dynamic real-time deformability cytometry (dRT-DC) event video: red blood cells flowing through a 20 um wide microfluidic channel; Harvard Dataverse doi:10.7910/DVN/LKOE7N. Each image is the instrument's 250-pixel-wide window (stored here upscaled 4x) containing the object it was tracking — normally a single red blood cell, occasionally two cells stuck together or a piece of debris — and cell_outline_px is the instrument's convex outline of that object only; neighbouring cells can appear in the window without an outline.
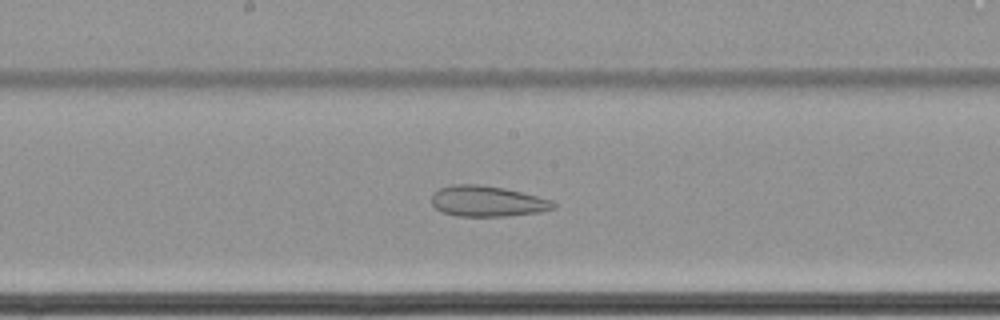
{"species": "common noctule bat (a hibernating species)", "species_latin": "Nyctalus noctula", "temperature_condition": "cold", "stored_images_in_passage": 61, "camera_frame_rate_fps": 3000, "um_per_image_px": 0.085, "animal": {"sex": "female", "body_mass_g": 22.7, "forearm_length_mm": 54.2}, "frame": {"image": 1, "passage_image": 37, "time_ms": 12.0, "image_size_px": [1000, 320], "cell_outline_px": [[556, 208], [540, 212], [504, 216], [456, 216], [440, 212], [432, 204], [432, 192], [440, 188], [452, 184], [476, 184], [504, 188], [552, 200], [556, 204]], "centroid_in_image_um": [41.39, 17.11], "position_along_channel_um": 206.8, "area_um2": 21.85}}
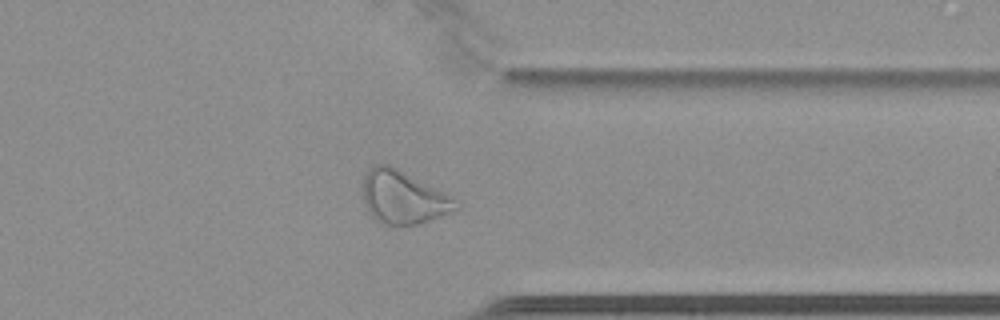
{"frame": {"image": 2, "passage_image": 52, "time_ms": 17.0, "image_size_px": [1000, 320], "cell_outline_px": [[460, 208], [420, 224], [400, 228], [392, 228], [376, 220], [368, 212], [364, 200], [364, 176], [372, 164], [388, 164], [452, 196], [456, 200]], "centroid_in_image_um": [34.26, 16.82], "position_along_channel_um": 377.1, "area_um2": 28.96}}